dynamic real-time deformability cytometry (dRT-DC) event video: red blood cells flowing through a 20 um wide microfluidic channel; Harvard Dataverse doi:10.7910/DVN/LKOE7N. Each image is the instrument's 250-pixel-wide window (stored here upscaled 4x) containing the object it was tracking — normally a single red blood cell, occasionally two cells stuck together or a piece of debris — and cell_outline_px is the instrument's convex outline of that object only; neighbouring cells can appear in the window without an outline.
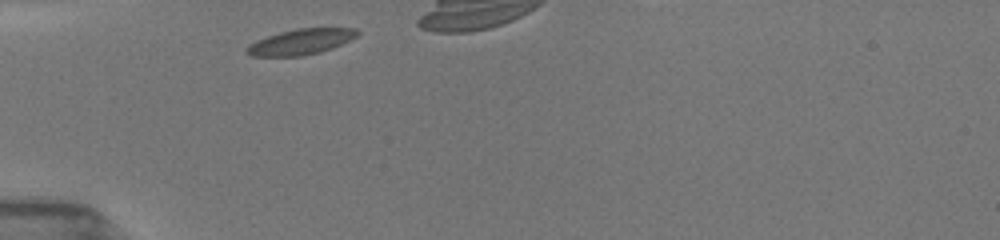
{"species": "common noctule bat (a hibernating species)", "species_latin": "Nyctalus noctula", "temperature_condition": "room temperature", "stored_images_in_passage": 17, "camera_frame_rate_fps": 3000, "um_per_image_px": 0.085, "animal": {"sex": "female", "body_mass_g": 19.5, "forearm_length_mm": 54.1}, "frame": {"image": 1, "passage_image": 1, "time_ms": 0.0, "image_size_px": [1000, 240], "cell_outline_px": [[360, 32], [356, 36], [332, 48], [320, 52], [304, 56], [252, 56], [244, 52], [244, 48], [248, 44], [256, 40], [280, 32], [296, 28], [356, 28]], "centroid_in_image_um": [25.51, 3.56], "position_along_channel_um": 59.5, "area_um2": 16.53}}
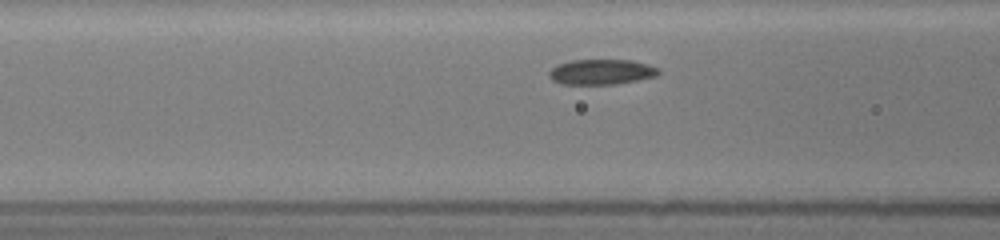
{"frame": {"image": 2, "passage_image": 6, "time_ms": 1.667, "image_size_px": [1000, 240], "cell_outline_px": [[660, 72], [656, 76], [616, 84], [560, 84], [552, 80], [548, 76], [548, 72], [552, 68], [560, 64], [572, 60], [632, 60], [648, 64], [660, 68]], "centroid_in_image_um": [51.12, 6.11], "position_along_channel_um": 115.5, "area_um2": 16.13}}
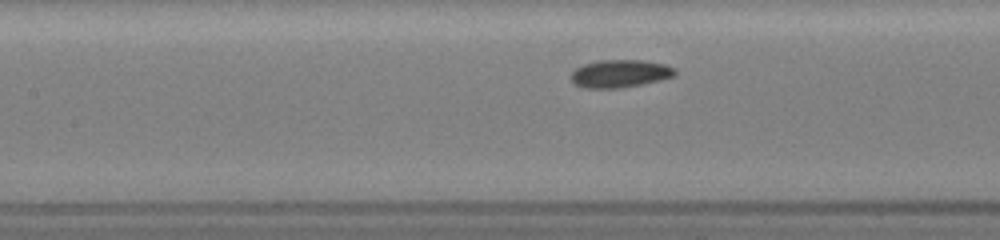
{"frame": {"image": 3, "passage_image": 10, "time_ms": 2.667, "image_size_px": [1000, 240], "cell_outline_px": [[676, 76], [660, 80], [620, 88], [584, 88], [576, 84], [568, 76], [576, 68], [584, 64], [596, 60], [640, 60], [664, 64], [676, 68]], "centroid_in_image_um": [52.69, 6.25], "position_along_channel_um": 154.7, "area_um2": 16.88}}